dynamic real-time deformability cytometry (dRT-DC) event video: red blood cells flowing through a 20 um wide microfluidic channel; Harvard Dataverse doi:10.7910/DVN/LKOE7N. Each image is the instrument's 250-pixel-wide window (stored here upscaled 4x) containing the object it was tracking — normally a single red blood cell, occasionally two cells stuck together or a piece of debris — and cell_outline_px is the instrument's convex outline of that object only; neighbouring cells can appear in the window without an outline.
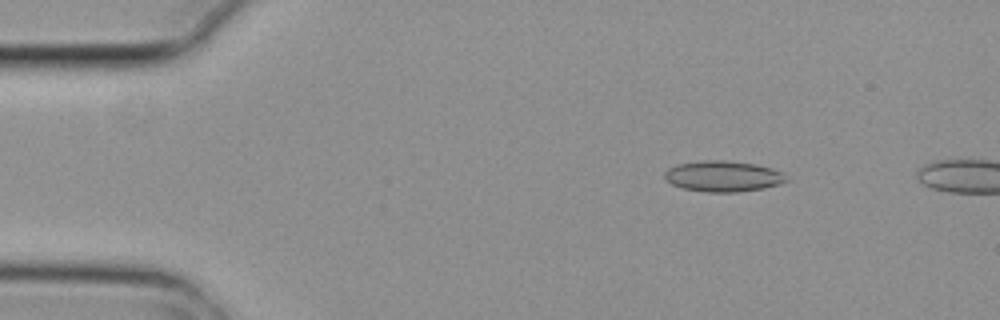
{"species": "common noctule bat (a hibernating species)", "species_latin": "Nyctalus noctula", "temperature_condition": "cold", "stored_images_in_passage": 4, "camera_frame_rate_fps": 3000, "um_per_image_px": 0.085, "animal": {"sex": "female", "body_mass_g": 29.2, "forearm_length_mm": 56.3}, "frame": {"image": 1, "passage_image": 3, "time_ms": 0.667, "image_size_px": [1000, 320], "cell_outline_px": [[788, 180], [780, 184], [764, 188], [736, 192], [708, 192], [684, 188], [672, 184], [664, 180], [664, 172], [668, 168], [676, 164], [700, 160], [724, 160], [756, 164], [772, 168], [784, 172]], "centroid_in_image_um": [61.46, 14.97], "position_along_channel_um": 23.5, "area_um2": 22.08}}